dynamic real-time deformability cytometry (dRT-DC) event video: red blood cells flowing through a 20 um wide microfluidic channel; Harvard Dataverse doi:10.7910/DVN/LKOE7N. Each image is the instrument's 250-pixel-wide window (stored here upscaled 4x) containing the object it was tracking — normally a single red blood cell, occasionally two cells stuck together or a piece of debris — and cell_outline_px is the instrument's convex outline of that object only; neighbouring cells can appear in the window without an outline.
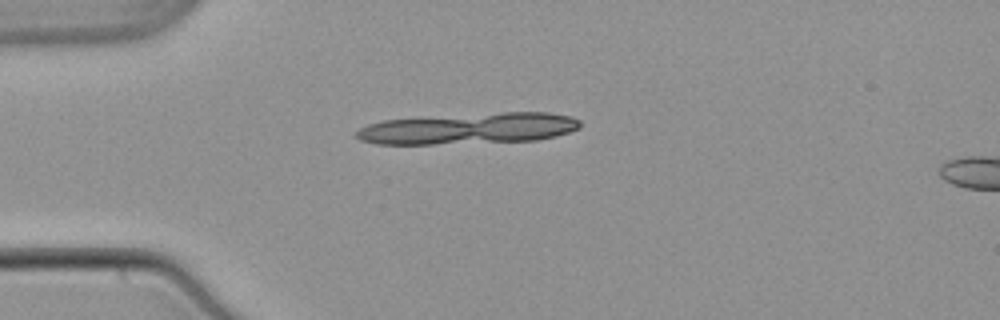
{"species": "common noctule bat (a hibernating species)", "species_latin": "Nyctalus noctula", "temperature_condition": "warm", "stored_images_in_passage": 31, "segment_of_instrument_passage": [2, 2], "camera_frame_rate_fps": 3000, "um_per_image_px": 0.085, "animal": {"sex": "male", "body_mass_g": 21.5, "forearm_length_mm": 52.0}, "frame": {"image": 1, "passage_image": 13, "time_ms": 4.0, "image_size_px": [1000, 320], "cell_outline_px": [[472, 132], [460, 136], [444, 140], [412, 144], [400, 144], [376, 140], [400, 120], [448, 120], [468, 124]], "centroid_in_image_um": [36.04, 11.17], "position_along_channel_um": 49.0, "area_um2": 12.02}}